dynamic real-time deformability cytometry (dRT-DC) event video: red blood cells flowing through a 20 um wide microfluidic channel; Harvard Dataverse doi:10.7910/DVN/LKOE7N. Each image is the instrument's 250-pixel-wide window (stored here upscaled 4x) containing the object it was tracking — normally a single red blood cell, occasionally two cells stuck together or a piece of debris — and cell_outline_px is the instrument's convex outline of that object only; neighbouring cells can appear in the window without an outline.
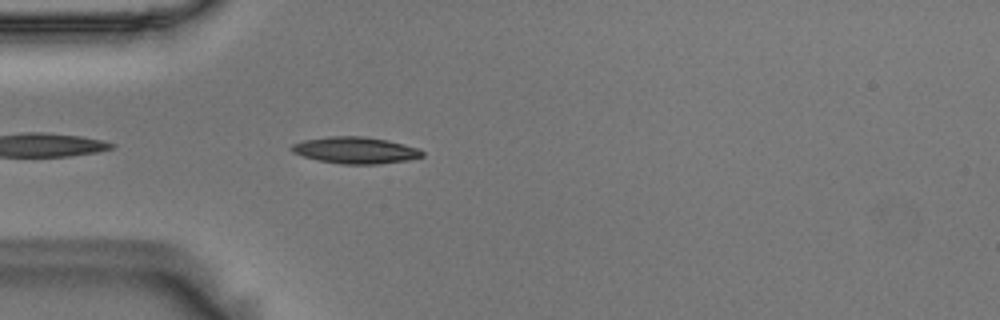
{"species": "Egyptian fruit bat (a non-hibernating species)", "species_latin": "Rousettus aegyptiacus", "temperature_condition": "room temperature", "stored_images_in_passage": 11, "camera_frame_rate_fps": 3000, "um_per_image_px": 0.085, "animal": {"sex": "male"}, "frame": {"image": 1, "passage_image": 4, "time_ms": 1.0, "image_size_px": [1000, 320], "cell_outline_px": [[424, 156], [408, 160], [380, 164], [344, 164], [320, 160], [304, 156], [292, 152], [288, 148], [292, 144], [300, 140], [328, 136], [364, 136], [388, 140], [420, 148], [424, 152]], "centroid_in_image_um": [30.21, 12.76], "position_along_channel_um": 54.8, "area_um2": 20.46}}